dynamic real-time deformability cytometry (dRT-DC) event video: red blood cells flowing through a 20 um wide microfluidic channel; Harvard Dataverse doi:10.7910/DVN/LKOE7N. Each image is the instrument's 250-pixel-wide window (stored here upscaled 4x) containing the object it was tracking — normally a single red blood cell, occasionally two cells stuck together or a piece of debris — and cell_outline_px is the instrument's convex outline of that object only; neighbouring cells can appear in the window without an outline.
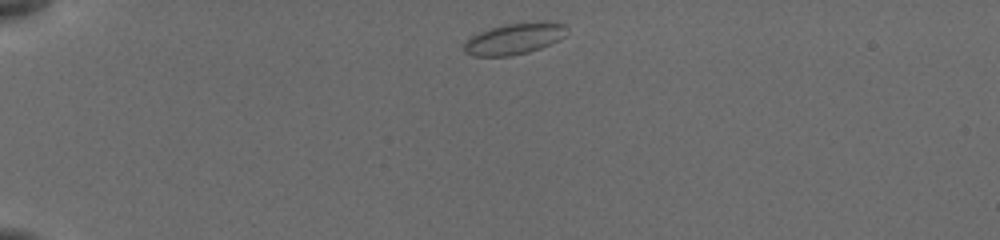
{"species": "common noctule bat (a hibernating species)", "species_latin": "Nyctalus noctula", "temperature_condition": "cold", "stored_images_in_passage": 9, "camera_frame_rate_fps": 3000, "um_per_image_px": 0.085, "animal": {"sex": "female", "body_mass_g": 19.5, "forearm_length_mm": 54.1}, "frame": {"image": 1, "passage_image": 1, "time_ms": 0.0, "image_size_px": [1000, 240], "cell_outline_px": [[568, 28], [564, 36], [560, 40], [540, 48], [528, 52], [512, 56], [472, 56], [464, 52], [464, 44], [472, 36], [480, 32], [504, 24], [564, 24]], "centroid_in_image_um": [43.67, 3.35], "position_along_channel_um": 41.3, "area_um2": 17.98}}